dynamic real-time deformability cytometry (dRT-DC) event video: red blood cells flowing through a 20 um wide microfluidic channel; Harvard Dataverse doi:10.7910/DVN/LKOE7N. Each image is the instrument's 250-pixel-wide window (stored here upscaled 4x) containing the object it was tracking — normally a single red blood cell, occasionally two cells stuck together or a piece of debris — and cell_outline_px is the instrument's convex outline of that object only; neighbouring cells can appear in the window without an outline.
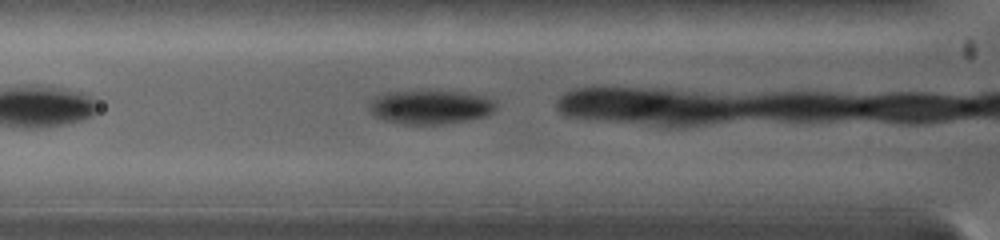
{"species": "common noctule bat (a hibernating species)", "species_latin": "Nyctalus noctula", "temperature_condition": "warm", "stored_images_in_passage": 36, "camera_frame_rate_fps": 5000, "um_per_image_px": 0.085, "animal": {"sex": "female", "body_mass_g": 19.0, "forearm_length_mm": 53.3}, "frame": {"image": 1, "passage_image": 7, "time_ms": 0.6, "image_size_px": [1000, 240], "cell_outline_px": [[496, 108], [488, 116], [468, 120], [440, 124], [400, 124], [384, 120], [376, 116], [368, 108], [372, 100], [376, 96], [388, 92], [440, 88], [468, 92], [484, 96], [496, 100]], "centroid_in_image_um": [36.64, 9.05], "position_along_channel_um": 89.2, "area_um2": 26.07}}
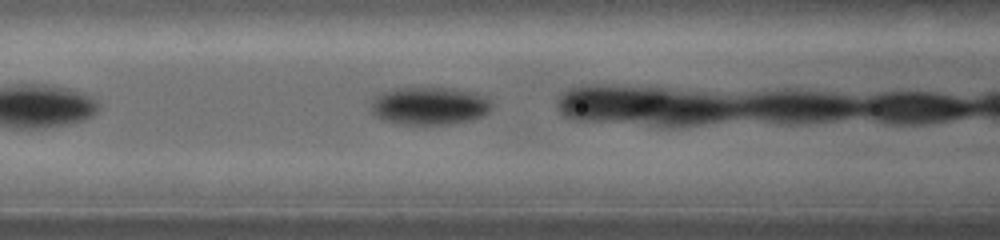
{"frame": {"image": 2, "passage_image": 16, "time_ms": 1.6, "image_size_px": [1000, 240], "cell_outline_px": [[492, 108], [484, 116], [472, 120], [448, 124], [400, 124], [380, 120], [372, 116], [372, 96], [380, 92], [392, 88], [452, 88], [476, 92], [488, 96], [492, 100]], "centroid_in_image_um": [36.5, 8.99], "position_along_channel_um": 130.1, "area_um2": 27.34}}